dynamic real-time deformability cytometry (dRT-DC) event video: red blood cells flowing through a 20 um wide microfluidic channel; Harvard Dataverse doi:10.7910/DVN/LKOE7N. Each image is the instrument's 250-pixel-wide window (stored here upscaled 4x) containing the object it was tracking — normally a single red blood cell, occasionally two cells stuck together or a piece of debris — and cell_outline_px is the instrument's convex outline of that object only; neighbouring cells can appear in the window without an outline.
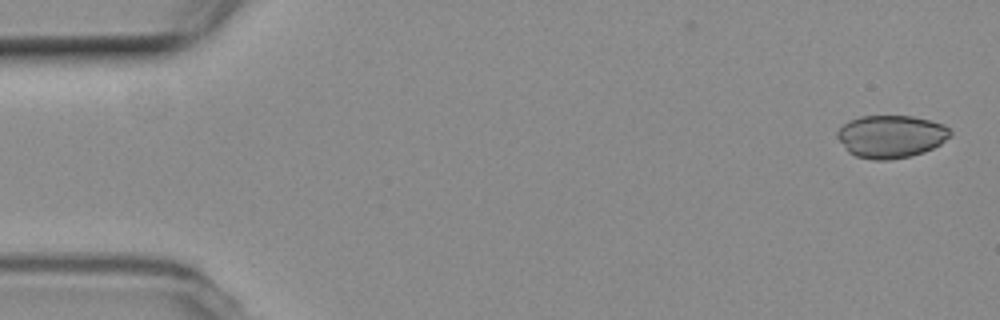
{"species": "common noctule bat (a hibernating species)", "species_latin": "Nyctalus noctula", "temperature_condition": "room temperature", "stored_images_in_passage": 6, "camera_frame_rate_fps": 3000, "um_per_image_px": 0.085, "animal": {"sex": "female", "body_mass_g": 19.3, "forearm_length_mm": 54.1}, "frame": {"image": 1, "passage_image": 1, "time_ms": 0.0, "image_size_px": [1000, 320], "cell_outline_px": [[952, 136], [940, 144], [924, 152], [912, 156], [888, 160], [876, 160], [856, 156], [848, 152], [836, 136], [836, 132], [848, 120], [860, 116], [912, 116], [944, 124], [952, 132]], "centroid_in_image_um": [75.74, 11.6], "position_along_channel_um": 9.3, "area_um2": 28.21}}
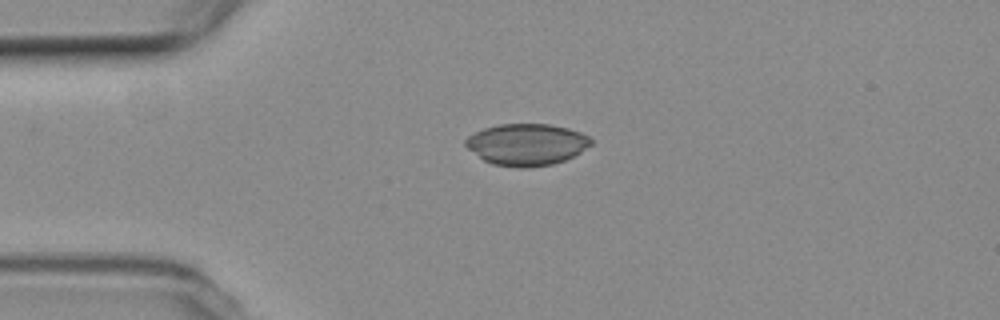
{"frame": {"image": 2, "passage_image": 4, "time_ms": 3.667, "image_size_px": [1000, 320], "cell_outline_px": [[592, 144], [580, 152], [564, 160], [552, 164], [528, 168], [516, 168], [492, 164], [484, 160], [468, 148], [464, 144], [464, 140], [468, 136], [484, 128], [500, 124], [548, 124], [568, 128], [580, 132], [588, 136], [592, 140]], "centroid_in_image_um": [44.76, 12.28], "position_along_channel_um": 40.2, "area_um2": 30.4}}
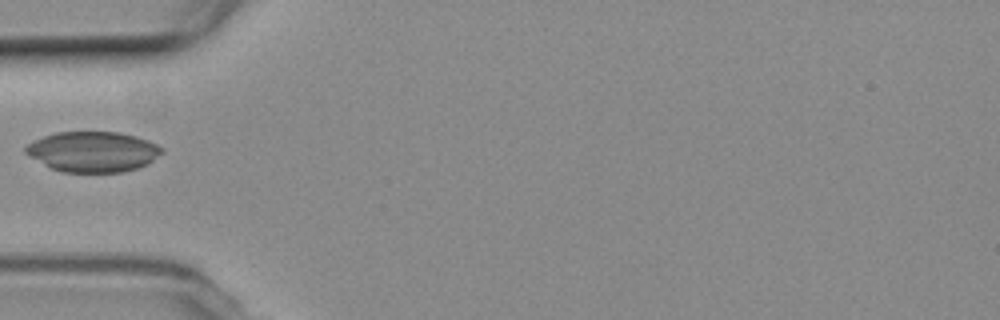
{"frame": {"image": 3, "passage_image": 5, "time_ms": 5.333, "image_size_px": [1000, 320], "cell_outline_px": [[164, 152], [148, 164], [124, 172], [64, 172], [52, 168], [44, 164], [24, 152], [24, 148], [28, 144], [44, 136], [56, 132], [120, 132], [136, 136], [148, 140], [164, 148]], "centroid_in_image_um": [7.94, 12.89], "position_along_channel_um": 77.1, "area_um2": 31.96}}